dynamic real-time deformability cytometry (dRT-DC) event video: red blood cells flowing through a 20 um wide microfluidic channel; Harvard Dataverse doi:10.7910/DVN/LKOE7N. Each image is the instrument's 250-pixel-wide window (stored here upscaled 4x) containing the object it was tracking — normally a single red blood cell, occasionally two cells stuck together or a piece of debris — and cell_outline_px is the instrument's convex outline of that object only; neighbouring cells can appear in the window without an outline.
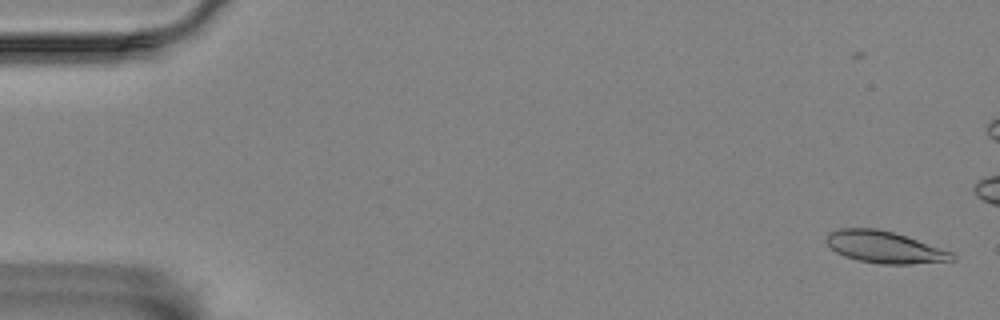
{"species": "Egyptian fruit bat (a non-hibernating species)", "species_latin": "Rousettus aegyptiacus", "temperature_condition": "room temperature", "stored_images_in_passage": 7, "camera_frame_rate_fps": 3000, "um_per_image_px": 0.085, "animal": {"sex": "female"}, "frame": {"image": 1, "passage_image": 2, "time_ms": 0.333, "image_size_px": [1000, 320], "cell_outline_px": [[956, 260], [912, 264], [880, 264], [860, 260], [844, 256], [836, 252], [824, 240], [828, 232], [840, 228], [876, 228], [892, 232], [952, 252], [956, 256]], "centroid_in_image_um": [75.15, 21.01], "position_along_channel_um": 9.8, "area_um2": 23.12}}